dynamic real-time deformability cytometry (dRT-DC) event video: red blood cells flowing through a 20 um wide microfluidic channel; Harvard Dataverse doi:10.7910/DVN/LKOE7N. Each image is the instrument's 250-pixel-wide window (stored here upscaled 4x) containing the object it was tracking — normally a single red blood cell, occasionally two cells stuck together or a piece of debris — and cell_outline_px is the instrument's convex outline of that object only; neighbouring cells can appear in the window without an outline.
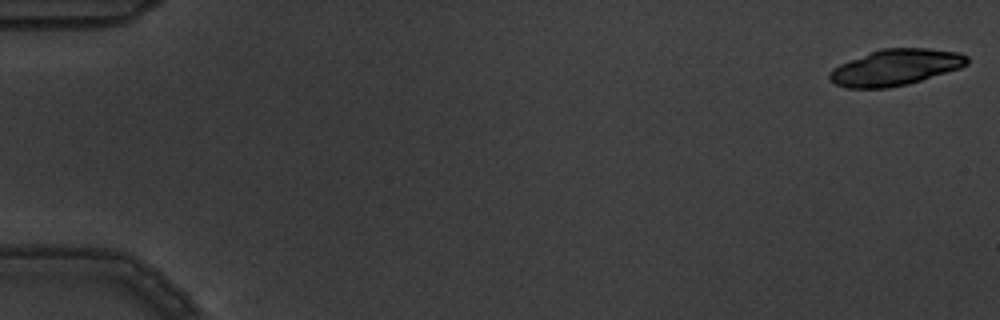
{"species": "common noctule bat (a hibernating species)", "species_latin": "Nyctalus noctula", "temperature_condition": "warm", "stored_images_in_passage": 8, "camera_frame_rate_fps": 3000, "um_per_image_px": 0.085, "animal": {"sex": "male", "body_mass_g": 19.5, "forearm_length_mm": 54.6}, "frame": {"image": 1, "passage_image": 1, "time_ms": 0.0, "image_size_px": [1000, 320], "cell_outline_px": [[968, 64], [960, 68], [908, 84], [888, 88], [848, 88], [836, 84], [828, 80], [828, 72], [832, 68], [840, 64], [880, 48], [928, 48], [960, 52], [968, 56]], "centroid_in_image_um": [76.11, 5.72], "position_along_channel_um": 8.9, "area_um2": 29.07}}